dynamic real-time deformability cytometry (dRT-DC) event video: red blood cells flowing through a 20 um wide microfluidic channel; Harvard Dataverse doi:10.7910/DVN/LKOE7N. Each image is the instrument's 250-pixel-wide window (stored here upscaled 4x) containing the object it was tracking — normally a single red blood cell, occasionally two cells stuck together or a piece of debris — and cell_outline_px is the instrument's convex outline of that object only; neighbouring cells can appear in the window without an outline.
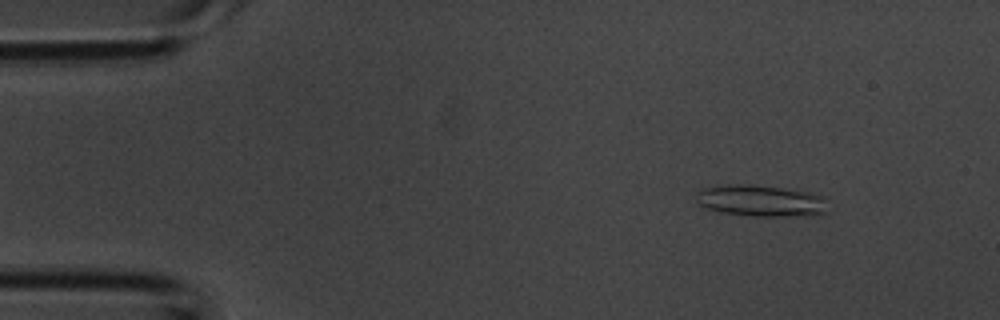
{"species": "common noctule bat (a hibernating species)", "species_latin": "Nyctalus noctula", "temperature_condition": "room temperature", "stored_images_in_passage": 3, "camera_frame_rate_fps": 3000, "um_per_image_px": 0.085, "animal": {"sex": "male", "body_mass_g": 20.1, "forearm_length_mm": 53.5}, "frame": {"image": 1, "passage_image": 1, "time_ms": 0.0, "image_size_px": [1000, 320], "cell_outline_px": [[828, 212], [784, 216], [752, 216], [720, 212], [696, 204], [696, 192], [704, 188], [728, 184], [752, 184], [808, 192], [824, 196]], "centroid_in_image_um": [64.61, 17.05], "position_along_channel_um": 20.4, "area_um2": 23.99}}